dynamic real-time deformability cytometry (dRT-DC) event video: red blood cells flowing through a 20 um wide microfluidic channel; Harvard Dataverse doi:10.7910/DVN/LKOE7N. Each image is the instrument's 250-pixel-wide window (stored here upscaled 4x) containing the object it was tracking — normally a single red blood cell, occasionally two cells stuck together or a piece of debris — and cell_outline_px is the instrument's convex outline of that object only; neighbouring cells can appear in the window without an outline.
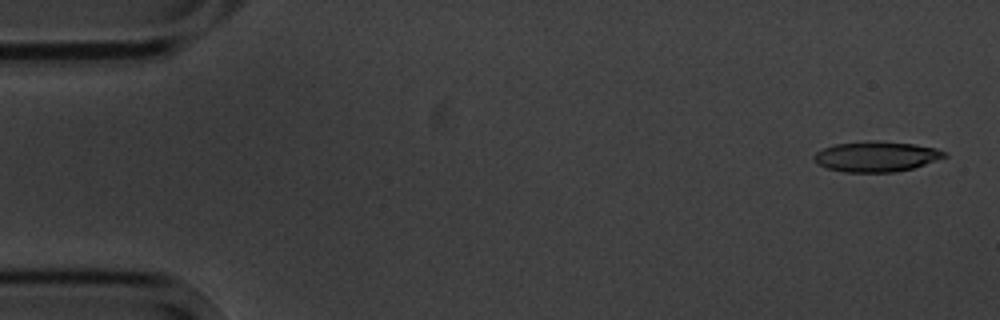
{"species": "common noctule bat (a hibernating species)", "species_latin": "Nyctalus noctula", "temperature_condition": "cold", "stored_images_in_passage": 5, "camera_frame_rate_fps": 3000, "um_per_image_px": 0.085, "animal": {"sex": "male", "body_mass_g": 20.1, "forearm_length_mm": 53.5}, "frame": {"image": 1, "passage_image": 1, "time_ms": 0.0, "image_size_px": [1000, 320], "cell_outline_px": [[948, 156], [912, 168], [896, 172], [844, 172], [828, 168], [816, 164], [812, 160], [812, 156], [816, 152], [824, 148], [836, 144], [872, 140], [880, 140], [912, 144], [936, 148], [948, 152]], "centroid_in_image_um": [74.46, 13.3], "position_along_channel_um": 10.5, "area_um2": 23.18}}
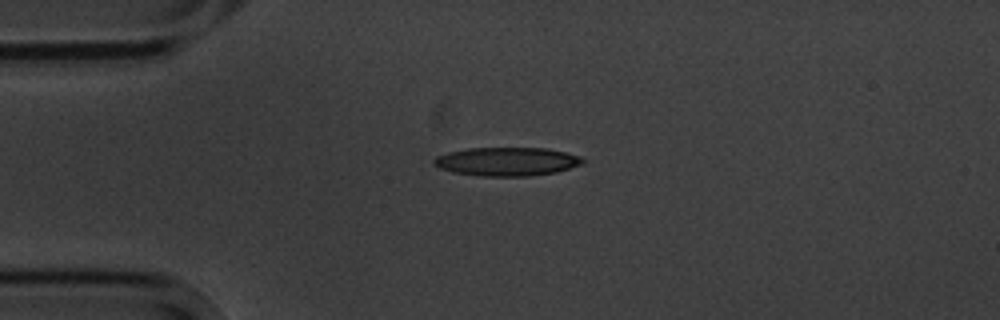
{"frame": {"image": 2, "passage_image": 4, "time_ms": 3.667, "image_size_px": [1000, 320], "cell_outline_px": [[584, 164], [556, 172], [532, 176], [480, 176], [452, 172], [440, 168], [432, 164], [432, 160], [436, 156], [448, 152], [468, 148], [544, 148], [564, 152], [580, 156], [584, 160]], "centroid_in_image_um": [43.06, 13.73], "position_along_channel_um": 41.9, "area_um2": 24.91}}